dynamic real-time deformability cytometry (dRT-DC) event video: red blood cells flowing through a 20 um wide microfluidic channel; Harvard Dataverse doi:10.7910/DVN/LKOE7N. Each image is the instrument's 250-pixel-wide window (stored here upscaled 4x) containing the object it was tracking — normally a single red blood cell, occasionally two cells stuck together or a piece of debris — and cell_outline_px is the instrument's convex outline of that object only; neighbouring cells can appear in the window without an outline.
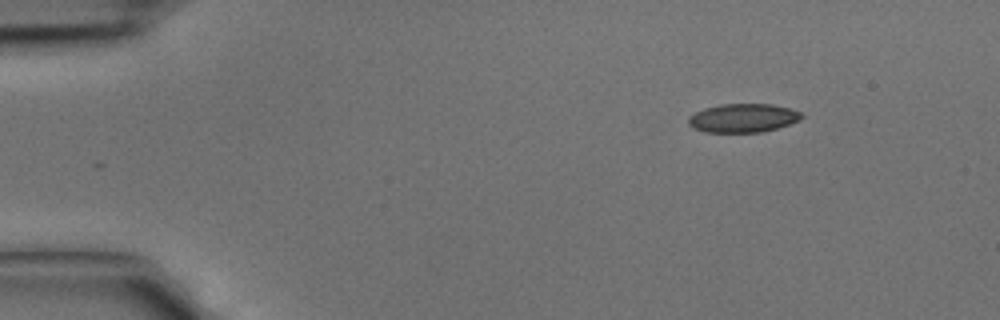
{"species": "common noctule bat (a hibernating species)", "species_latin": "Nyctalus noctula", "temperature_condition": "cold", "stored_images_in_passage": 37, "camera_frame_rate_fps": 3000, "um_per_image_px": 0.085, "animal": {"sex": "male", "body_mass_g": 15.6}, "frame": {"image": 1, "passage_image": 1, "time_ms": 0.0, "image_size_px": [1000, 320], "cell_outline_px": [[804, 116], [800, 120], [776, 128], [760, 132], [704, 132], [692, 128], [688, 124], [688, 116], [704, 108], [720, 104], [772, 104], [788, 108], [800, 112]], "centroid_in_image_um": [63.12, 10.03], "position_along_channel_um": 21.9, "area_um2": 18.9}}
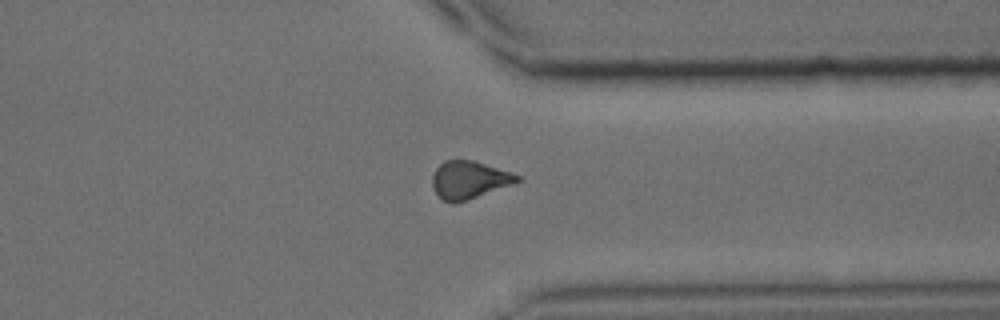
{"frame": {"image": 2, "passage_image": 28, "time_ms": 9.0, "image_size_px": [1000, 320], "cell_outline_px": [[520, 180], [512, 184], [468, 200], [452, 204], [444, 200], [432, 188], [432, 176], [436, 168], [444, 160], [476, 160], [512, 172], [520, 176]], "centroid_in_image_um": [39.87, 15.28], "position_along_channel_um": 371.5, "area_um2": 18.73}}
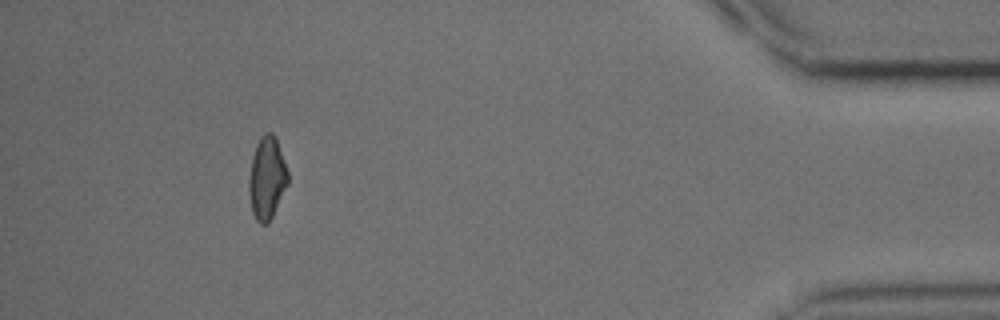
{"frame": {"image": 3, "passage_image": 34, "time_ms": 11.0, "image_size_px": [1000, 320], "cell_outline_px": [[288, 184], [268, 224], [260, 224], [256, 220], [252, 212], [248, 192], [248, 180], [252, 156], [256, 144], [260, 136], [264, 132], [272, 132], [276, 136], [288, 172]], "centroid_in_image_um": [22.67, 15.11], "position_along_channel_um": 412.5, "area_um2": 18.96}}